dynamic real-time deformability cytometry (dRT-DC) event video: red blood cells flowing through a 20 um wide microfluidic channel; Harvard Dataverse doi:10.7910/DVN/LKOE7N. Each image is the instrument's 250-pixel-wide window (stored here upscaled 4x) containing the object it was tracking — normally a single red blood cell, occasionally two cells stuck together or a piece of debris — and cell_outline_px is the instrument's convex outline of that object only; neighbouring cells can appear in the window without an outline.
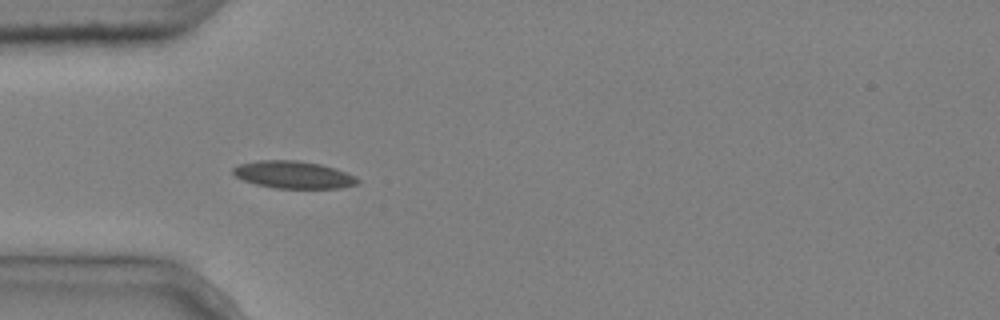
{"species": "common noctule bat (a hibernating species)", "species_latin": "Nyctalus noctula", "temperature_condition": "cold", "stored_images_in_passage": 4, "camera_frame_rate_fps": 3000, "um_per_image_px": 0.085, "animal": {"sex": "male", "body_mass_g": 20.4}, "frame": {"image": 1, "passage_image": 4, "time_ms": 1.0, "image_size_px": [1000, 320], "cell_outline_px": [[360, 180], [356, 184], [340, 188], [276, 188], [256, 184], [244, 180], [236, 176], [232, 172], [232, 168], [236, 164], [256, 160], [296, 160], [320, 164], [336, 168], [356, 176]], "centroid_in_image_um": [24.93, 14.84], "position_along_channel_um": 60.1, "area_um2": 19.94}}